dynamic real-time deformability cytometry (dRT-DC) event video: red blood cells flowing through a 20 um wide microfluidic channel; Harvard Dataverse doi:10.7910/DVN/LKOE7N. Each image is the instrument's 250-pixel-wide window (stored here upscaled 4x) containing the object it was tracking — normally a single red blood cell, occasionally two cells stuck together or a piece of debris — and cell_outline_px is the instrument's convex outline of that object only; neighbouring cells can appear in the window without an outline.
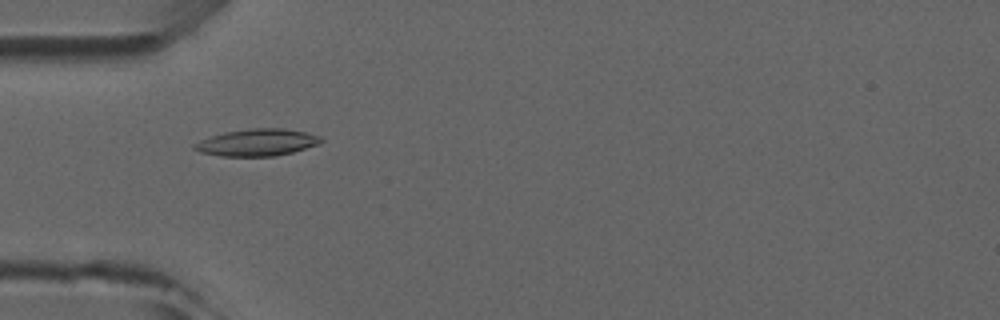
{"species": "common noctule bat (a hibernating species)", "species_latin": "Nyctalus noctula", "temperature_condition": "room temperature", "stored_images_in_passage": 8, "camera_frame_rate_fps": 3000, "um_per_image_px": 0.085, "animal": {"sex": "male", "forearm_length_mm": 52.5}, "frame": {"image": 1, "passage_image": 5, "time_ms": 4.667, "image_size_px": [1000, 320], "cell_outline_px": [[324, 140], [320, 144], [292, 152], [276, 156], [220, 156], [200, 152], [192, 148], [192, 144], [200, 140], [224, 132], [252, 128], [284, 128], [304, 132], [320, 136]], "centroid_in_image_um": [21.85, 12.11], "position_along_channel_um": 63.1, "area_um2": 19.94}}
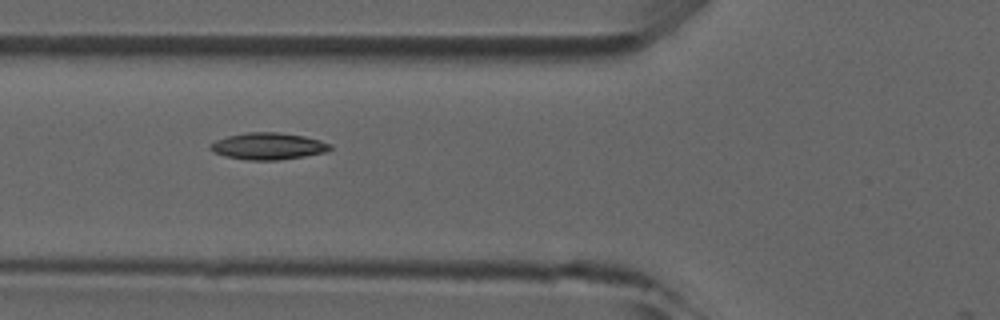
{"frame": {"image": 2, "passage_image": 6, "time_ms": 5.667, "image_size_px": [1000, 320], "cell_outline_px": [[332, 148], [324, 152], [304, 156], [280, 160], [248, 160], [224, 156], [212, 152], [208, 148], [208, 144], [216, 140], [228, 136], [248, 132], [276, 132], [304, 136], [320, 140], [332, 144]], "centroid_in_image_um": [22.75, 12.42], "position_along_channel_um": 103.0, "area_um2": 18.79}}
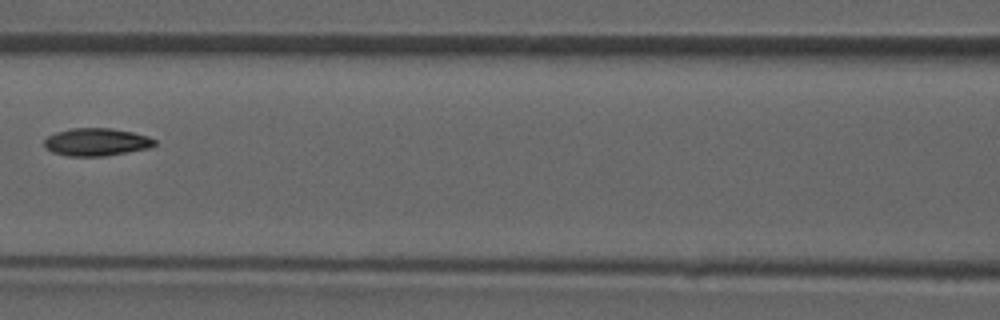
{"frame": {"image": 3, "passage_image": 7, "time_ms": 7.0, "image_size_px": [1000, 320], "cell_outline_px": [[156, 144], [148, 148], [104, 156], [68, 156], [52, 152], [44, 148], [44, 140], [48, 136], [56, 132], [72, 128], [112, 128], [132, 132], [148, 136], [156, 140]], "centroid_in_image_um": [8.17, 12.07], "position_along_channel_um": 158.4, "area_um2": 17.8}}